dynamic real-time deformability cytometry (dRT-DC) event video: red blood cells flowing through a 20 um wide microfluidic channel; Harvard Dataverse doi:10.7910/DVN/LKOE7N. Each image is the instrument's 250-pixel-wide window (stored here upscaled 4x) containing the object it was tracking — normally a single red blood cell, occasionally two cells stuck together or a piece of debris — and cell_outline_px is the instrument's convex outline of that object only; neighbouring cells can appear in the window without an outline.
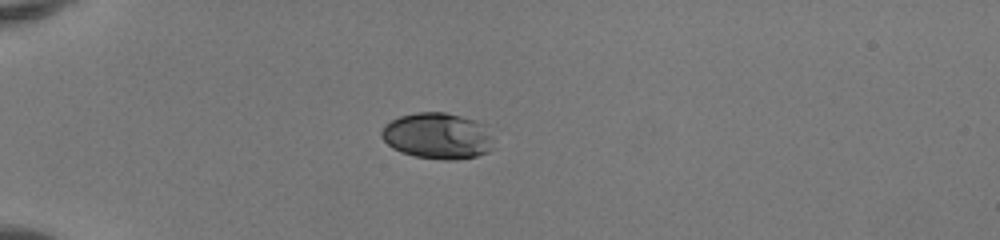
{"species": "human", "species_latin": "Homo sapiens", "temperature_condition": "room temperature", "stored_images_in_passage": 37, "camera_frame_rate_fps": 3000, "um_per_image_px": 0.085, "donor": {"sex": "female"}, "frame": {"image": 1, "passage_image": 1, "time_ms": 0.0, "image_size_px": [1000, 240], "cell_outline_px": [[492, 148], [488, 152], [476, 156], [456, 160], [444, 160], [416, 156], [400, 152], [392, 148], [380, 136], [380, 132], [384, 124], [400, 116], [416, 112], [444, 112], [476, 120], [484, 124], [492, 140]], "centroid_in_image_um": [37.17, 11.55], "position_along_channel_um": 47.8, "area_um2": 30.23}}
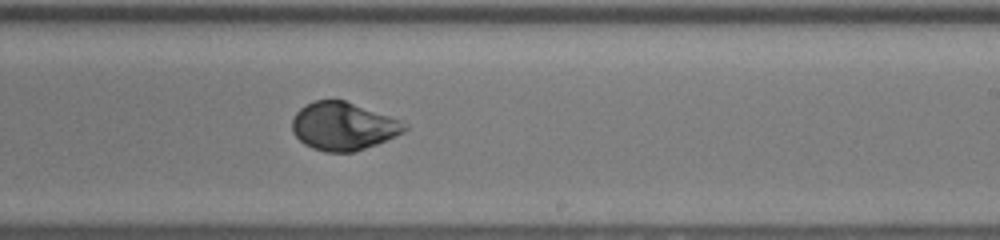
{"frame": {"image": 2, "passage_image": 19, "time_ms": 6.0, "image_size_px": [1000, 240], "cell_outline_px": [[408, 128], [404, 132], [396, 136], [356, 152], [324, 152], [312, 148], [304, 144], [292, 132], [292, 120], [296, 112], [300, 108], [316, 100], [344, 100], [400, 120], [408, 124]], "centroid_in_image_um": [29.17, 10.74], "position_along_channel_um": 259.8, "area_um2": 31.33}}
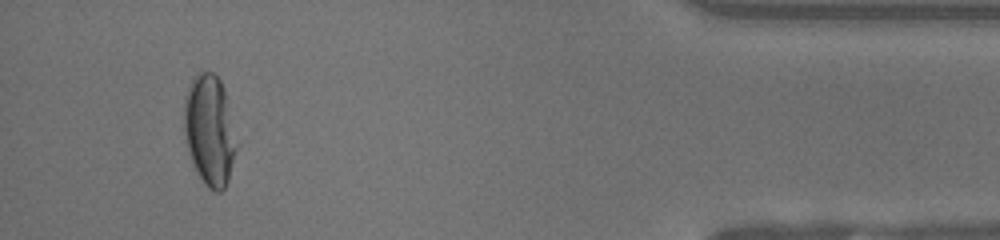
{"frame": {"image": 3, "passage_image": 34, "time_ms": 11.0, "image_size_px": [1000, 240], "cell_outline_px": [[240, 144], [228, 180], [224, 188], [220, 192], [216, 192], [208, 188], [204, 184], [192, 160], [184, 136], [184, 96], [192, 76], [200, 68], [212, 72], [220, 80], [224, 88]], "centroid_in_image_um": [17.85, 11.01], "position_along_channel_um": 417.4, "area_um2": 34.8}, "authors_computed_cell_mechanics": {"area_um2": 31.4432, "velocity_mm_per_s": 4.1445, "shape_relaxation_time_tau1_ms": 3.2693, "shape_relaxation_time_tau2_ms": null, "deformation_change_tau1": 0.1499, "deformation_change_tau2": null}}